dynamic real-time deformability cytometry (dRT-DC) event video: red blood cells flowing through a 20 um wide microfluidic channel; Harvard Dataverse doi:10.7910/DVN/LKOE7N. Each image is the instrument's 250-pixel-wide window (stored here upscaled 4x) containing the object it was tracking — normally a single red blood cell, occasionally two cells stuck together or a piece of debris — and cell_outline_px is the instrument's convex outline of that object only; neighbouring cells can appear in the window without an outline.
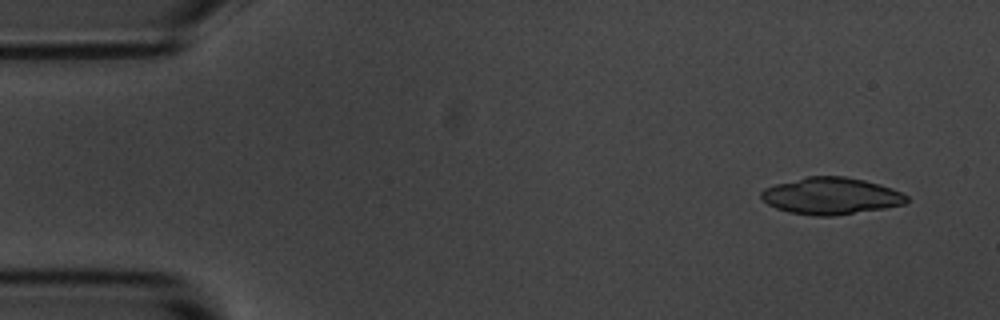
{"species": "common noctule bat (a hibernating species)", "species_latin": "Nyctalus noctula", "temperature_condition": "room temperature", "stored_images_in_passage": 6, "camera_frame_rate_fps": 3000, "um_per_image_px": 0.085, "animal": {"sex": "male", "body_mass_g": 20.1, "forearm_length_mm": 53.5}, "frame": {"image": 1, "passage_image": 2, "time_ms": 1.0, "image_size_px": [1000, 320], "cell_outline_px": [[908, 200], [904, 204], [884, 208], [836, 216], [816, 216], [788, 212], [776, 208], [768, 204], [760, 196], [760, 192], [764, 188], [776, 184], [808, 176], [844, 176], [864, 180], [880, 184], [892, 188], [908, 196]], "centroid_in_image_um": [70.63, 16.66], "position_along_channel_um": 14.4, "area_um2": 31.21}}
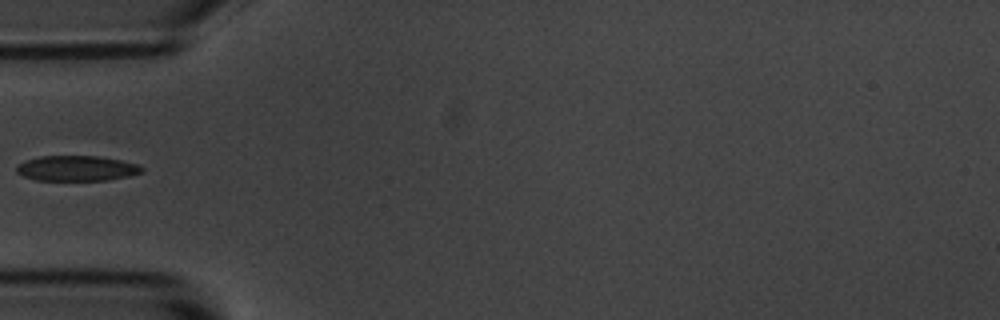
{"frame": {"image": 2, "passage_image": 6, "time_ms": 5.667, "image_size_px": [1000, 320], "cell_outline_px": [[144, 172], [128, 176], [108, 180], [36, 180], [24, 176], [16, 172], [16, 168], [20, 164], [28, 160], [40, 156], [100, 156], [120, 160], [136, 164], [144, 168]], "centroid_in_image_um": [6.55, 14.31], "position_along_channel_um": 78.5, "area_um2": 18.32}}